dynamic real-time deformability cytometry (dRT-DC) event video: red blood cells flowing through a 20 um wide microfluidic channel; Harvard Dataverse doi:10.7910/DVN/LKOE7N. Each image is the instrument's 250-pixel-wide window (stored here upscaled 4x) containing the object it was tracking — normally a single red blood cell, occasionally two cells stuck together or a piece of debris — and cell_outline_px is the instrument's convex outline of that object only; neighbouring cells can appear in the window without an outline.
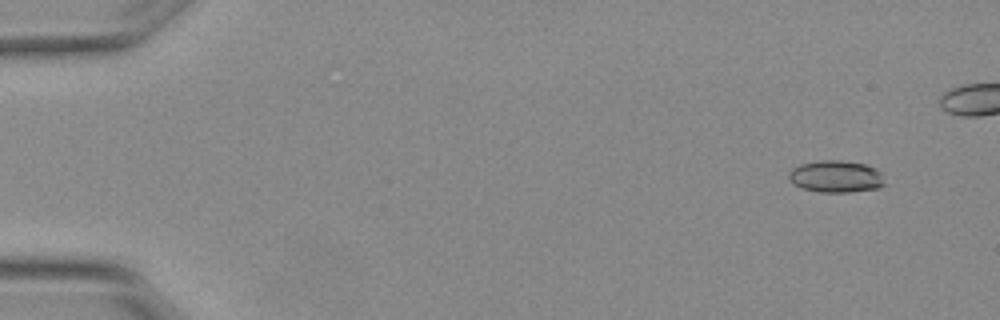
{"species": "Egyptian fruit bat (a non-hibernating species)", "species_latin": "Rousettus aegyptiacus", "temperature_condition": "warm", "stored_images_in_passage": 8, "segment_of_instrument_passage": [1, 2], "camera_frame_rate_fps": 3000, "um_per_image_px": 0.085, "animal": {"sex": "female"}, "frame": {"image": 1, "passage_image": 2, "time_ms": 0.333, "image_size_px": [1000, 320], "cell_outline_px": [[884, 184], [880, 188], [848, 192], [820, 192], [800, 188], [792, 184], [788, 176], [788, 172], [792, 168], [800, 164], [820, 160], [840, 160], [864, 164], [876, 168], [884, 172]], "centroid_in_image_um": [71.06, 15.0], "position_along_channel_um": 13.9, "area_um2": 18.21}}
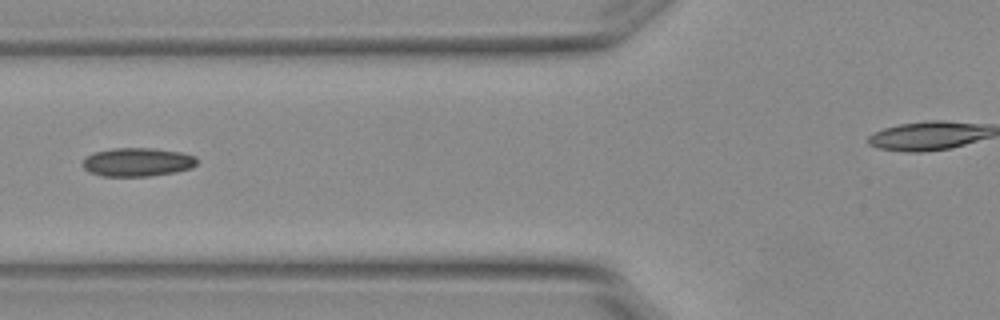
{"frame": {"image": 2, "passage_image": 7, "time_ms": 2.0, "image_size_px": [1000, 320], "cell_outline_px": [[196, 164], [192, 168], [176, 172], [148, 176], [100, 176], [88, 172], [84, 168], [84, 160], [92, 152], [112, 148], [152, 148], [180, 152], [196, 156]], "centroid_in_image_um": [11.68, 13.78], "position_along_channel_um": 114.1, "area_um2": 19.07}}